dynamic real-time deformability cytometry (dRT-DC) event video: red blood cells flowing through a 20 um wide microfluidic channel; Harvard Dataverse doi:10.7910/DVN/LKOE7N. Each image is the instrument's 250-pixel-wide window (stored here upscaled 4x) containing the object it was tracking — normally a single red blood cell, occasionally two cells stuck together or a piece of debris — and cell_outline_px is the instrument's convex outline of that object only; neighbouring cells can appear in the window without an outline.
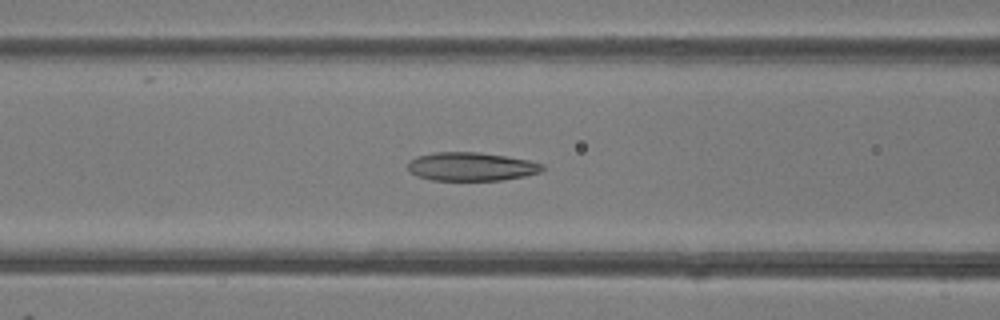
{"species": "common noctule bat (a hibernating species)", "species_latin": "Nyctalus noctula", "temperature_condition": "room temperature", "stored_images_in_passage": 46, "camera_frame_rate_fps": 3000, "um_per_image_px": 0.085, "animal": {"sex": "female"}, "frame": {"image": 1, "passage_image": 19, "time_ms": 6.0, "image_size_px": [1000, 320], "cell_outline_px": [[544, 168], [540, 172], [524, 176], [500, 180], [432, 180], [416, 176], [408, 172], [408, 160], [416, 156], [436, 152], [480, 152], [528, 160], [544, 164]], "centroid_in_image_um": [40.01, 14.16], "position_along_channel_um": 126.6, "area_um2": 22.43}}
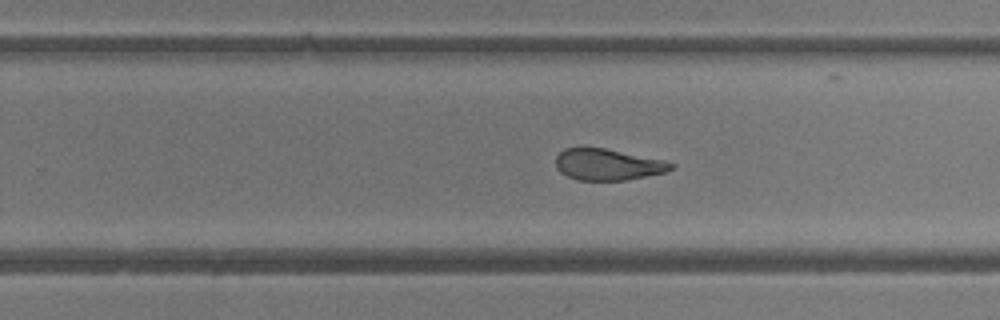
{"frame": {"image": 2, "passage_image": 30, "time_ms": 9.667, "image_size_px": [1000, 320], "cell_outline_px": [[676, 168], [664, 172], [624, 180], [576, 180], [560, 172], [556, 168], [556, 156], [564, 148], [604, 148], [664, 160], [676, 164]], "centroid_in_image_um": [51.66, 13.98], "position_along_channel_um": 278.1, "area_um2": 20.92}}
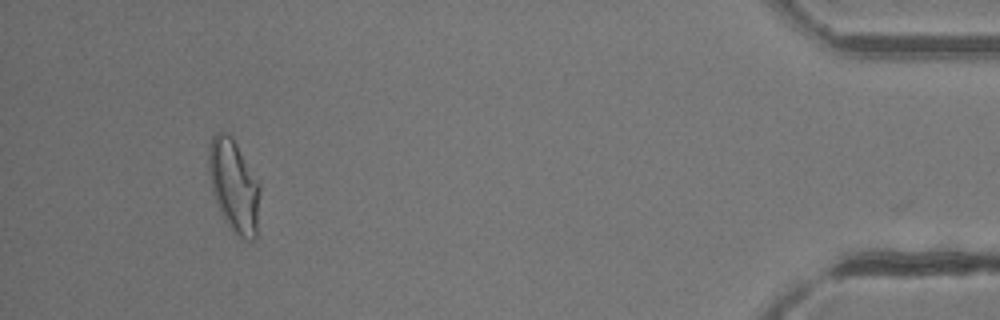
{"frame": {"image": 3, "passage_image": 45, "time_ms": 14.667, "image_size_px": [1000, 320], "cell_outline_px": [[260, 188], [256, 240], [244, 240], [232, 232], [224, 220], [220, 212], [212, 188], [208, 168], [208, 148], [212, 136], [216, 132], [228, 132], [232, 136], [260, 184]], "centroid_in_image_um": [19.88, 15.8], "position_along_channel_um": 415.3, "area_um2": 27.8}, "authors_computed_cell_mechanics": {"area_um2": 23.5824, "velocity_mm_per_s": 4.1396, "shape_relaxation_time_tau1_ms": null, "shape_relaxation_time_tau2_ms": 2.3298, "deformation_change_tau1": null, "deformation_change_tau2": 0.0835}}